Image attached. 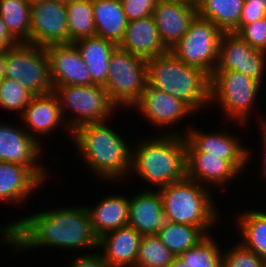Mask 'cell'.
<instances>
[{"instance_id": "15", "label": "cell", "mask_w": 266, "mask_h": 267, "mask_svg": "<svg viewBox=\"0 0 266 267\" xmlns=\"http://www.w3.org/2000/svg\"><path fill=\"white\" fill-rule=\"evenodd\" d=\"M185 135L186 153H206L230 161L241 173L250 158V152L229 133H203L190 128ZM243 168V169H242Z\"/></svg>"}, {"instance_id": "23", "label": "cell", "mask_w": 266, "mask_h": 267, "mask_svg": "<svg viewBox=\"0 0 266 267\" xmlns=\"http://www.w3.org/2000/svg\"><path fill=\"white\" fill-rule=\"evenodd\" d=\"M43 182L27 167L0 161V200L18 204L24 202ZM25 199V200H24Z\"/></svg>"}, {"instance_id": "46", "label": "cell", "mask_w": 266, "mask_h": 267, "mask_svg": "<svg viewBox=\"0 0 266 267\" xmlns=\"http://www.w3.org/2000/svg\"><path fill=\"white\" fill-rule=\"evenodd\" d=\"M190 1L197 3L199 0H190Z\"/></svg>"}, {"instance_id": "16", "label": "cell", "mask_w": 266, "mask_h": 267, "mask_svg": "<svg viewBox=\"0 0 266 267\" xmlns=\"http://www.w3.org/2000/svg\"><path fill=\"white\" fill-rule=\"evenodd\" d=\"M45 48L53 87L95 84L74 43L52 44Z\"/></svg>"}, {"instance_id": "31", "label": "cell", "mask_w": 266, "mask_h": 267, "mask_svg": "<svg viewBox=\"0 0 266 267\" xmlns=\"http://www.w3.org/2000/svg\"><path fill=\"white\" fill-rule=\"evenodd\" d=\"M66 6L68 43L96 36L92 0H75Z\"/></svg>"}, {"instance_id": "28", "label": "cell", "mask_w": 266, "mask_h": 267, "mask_svg": "<svg viewBox=\"0 0 266 267\" xmlns=\"http://www.w3.org/2000/svg\"><path fill=\"white\" fill-rule=\"evenodd\" d=\"M208 230L209 228L166 221L157 236L175 256H180L203 240L208 235Z\"/></svg>"}, {"instance_id": "11", "label": "cell", "mask_w": 266, "mask_h": 267, "mask_svg": "<svg viewBox=\"0 0 266 267\" xmlns=\"http://www.w3.org/2000/svg\"><path fill=\"white\" fill-rule=\"evenodd\" d=\"M68 43V18L64 4L40 0L31 4L30 44Z\"/></svg>"}, {"instance_id": "45", "label": "cell", "mask_w": 266, "mask_h": 267, "mask_svg": "<svg viewBox=\"0 0 266 267\" xmlns=\"http://www.w3.org/2000/svg\"><path fill=\"white\" fill-rule=\"evenodd\" d=\"M29 4H32V3H35V2H38L40 0H26Z\"/></svg>"}, {"instance_id": "12", "label": "cell", "mask_w": 266, "mask_h": 267, "mask_svg": "<svg viewBox=\"0 0 266 267\" xmlns=\"http://www.w3.org/2000/svg\"><path fill=\"white\" fill-rule=\"evenodd\" d=\"M265 65L266 52L254 49L236 33L222 34L215 70L239 71L262 83Z\"/></svg>"}, {"instance_id": "41", "label": "cell", "mask_w": 266, "mask_h": 267, "mask_svg": "<svg viewBox=\"0 0 266 267\" xmlns=\"http://www.w3.org/2000/svg\"><path fill=\"white\" fill-rule=\"evenodd\" d=\"M261 121V133H262V135H263V146H264V160H263V174H265V177H266V120H260Z\"/></svg>"}, {"instance_id": "4", "label": "cell", "mask_w": 266, "mask_h": 267, "mask_svg": "<svg viewBox=\"0 0 266 267\" xmlns=\"http://www.w3.org/2000/svg\"><path fill=\"white\" fill-rule=\"evenodd\" d=\"M211 77L171 51L147 60V85L187 103L194 111L210 103Z\"/></svg>"}, {"instance_id": "8", "label": "cell", "mask_w": 266, "mask_h": 267, "mask_svg": "<svg viewBox=\"0 0 266 267\" xmlns=\"http://www.w3.org/2000/svg\"><path fill=\"white\" fill-rule=\"evenodd\" d=\"M4 77L18 81L33 95L53 91L45 46L19 43L6 49Z\"/></svg>"}, {"instance_id": "27", "label": "cell", "mask_w": 266, "mask_h": 267, "mask_svg": "<svg viewBox=\"0 0 266 267\" xmlns=\"http://www.w3.org/2000/svg\"><path fill=\"white\" fill-rule=\"evenodd\" d=\"M244 0H199L197 14L212 21L223 33H237Z\"/></svg>"}, {"instance_id": "17", "label": "cell", "mask_w": 266, "mask_h": 267, "mask_svg": "<svg viewBox=\"0 0 266 267\" xmlns=\"http://www.w3.org/2000/svg\"><path fill=\"white\" fill-rule=\"evenodd\" d=\"M144 117L158 127L181 121L194 110L184 101L146 85L140 100L134 105Z\"/></svg>"}, {"instance_id": "10", "label": "cell", "mask_w": 266, "mask_h": 267, "mask_svg": "<svg viewBox=\"0 0 266 267\" xmlns=\"http://www.w3.org/2000/svg\"><path fill=\"white\" fill-rule=\"evenodd\" d=\"M222 34L212 21L197 15L186 34L170 51L185 64L200 68L211 77L218 64Z\"/></svg>"}, {"instance_id": "29", "label": "cell", "mask_w": 266, "mask_h": 267, "mask_svg": "<svg viewBox=\"0 0 266 267\" xmlns=\"http://www.w3.org/2000/svg\"><path fill=\"white\" fill-rule=\"evenodd\" d=\"M0 17L19 43L30 44L31 4L26 0H0Z\"/></svg>"}, {"instance_id": "38", "label": "cell", "mask_w": 266, "mask_h": 267, "mask_svg": "<svg viewBox=\"0 0 266 267\" xmlns=\"http://www.w3.org/2000/svg\"><path fill=\"white\" fill-rule=\"evenodd\" d=\"M266 17V0H244L239 30L246 24Z\"/></svg>"}, {"instance_id": "7", "label": "cell", "mask_w": 266, "mask_h": 267, "mask_svg": "<svg viewBox=\"0 0 266 267\" xmlns=\"http://www.w3.org/2000/svg\"><path fill=\"white\" fill-rule=\"evenodd\" d=\"M63 118L70 109L74 113L66 120L71 131L87 123L106 122L117 106L110 100L102 85H62L54 86Z\"/></svg>"}, {"instance_id": "39", "label": "cell", "mask_w": 266, "mask_h": 267, "mask_svg": "<svg viewBox=\"0 0 266 267\" xmlns=\"http://www.w3.org/2000/svg\"><path fill=\"white\" fill-rule=\"evenodd\" d=\"M70 267H111L109 263L99 253L84 254L74 259Z\"/></svg>"}, {"instance_id": "24", "label": "cell", "mask_w": 266, "mask_h": 267, "mask_svg": "<svg viewBox=\"0 0 266 267\" xmlns=\"http://www.w3.org/2000/svg\"><path fill=\"white\" fill-rule=\"evenodd\" d=\"M95 235L103 234L128 225L129 198L110 195L103 198L95 207H86Z\"/></svg>"}, {"instance_id": "42", "label": "cell", "mask_w": 266, "mask_h": 267, "mask_svg": "<svg viewBox=\"0 0 266 267\" xmlns=\"http://www.w3.org/2000/svg\"><path fill=\"white\" fill-rule=\"evenodd\" d=\"M168 267H188V264L180 256H176Z\"/></svg>"}, {"instance_id": "18", "label": "cell", "mask_w": 266, "mask_h": 267, "mask_svg": "<svg viewBox=\"0 0 266 267\" xmlns=\"http://www.w3.org/2000/svg\"><path fill=\"white\" fill-rule=\"evenodd\" d=\"M21 116V120L26 123L27 129L29 128L27 131L28 134L38 142L39 138H37L34 133L47 135V133L55 130L59 125L66 127L65 129L66 131L68 130V135H72V131L69 129L68 125L65 123L66 120L62 116L57 95L53 91L50 93L33 95Z\"/></svg>"}, {"instance_id": "20", "label": "cell", "mask_w": 266, "mask_h": 267, "mask_svg": "<svg viewBox=\"0 0 266 267\" xmlns=\"http://www.w3.org/2000/svg\"><path fill=\"white\" fill-rule=\"evenodd\" d=\"M118 46L146 60L169 51L161 41L153 16L128 21Z\"/></svg>"}, {"instance_id": "2", "label": "cell", "mask_w": 266, "mask_h": 267, "mask_svg": "<svg viewBox=\"0 0 266 267\" xmlns=\"http://www.w3.org/2000/svg\"><path fill=\"white\" fill-rule=\"evenodd\" d=\"M106 122L87 123L72 131L74 145L92 171L105 180L131 173L132 151Z\"/></svg>"}, {"instance_id": "6", "label": "cell", "mask_w": 266, "mask_h": 267, "mask_svg": "<svg viewBox=\"0 0 266 267\" xmlns=\"http://www.w3.org/2000/svg\"><path fill=\"white\" fill-rule=\"evenodd\" d=\"M108 78L103 86L118 106L134 105L147 85V60L117 46L109 60Z\"/></svg>"}, {"instance_id": "13", "label": "cell", "mask_w": 266, "mask_h": 267, "mask_svg": "<svg viewBox=\"0 0 266 267\" xmlns=\"http://www.w3.org/2000/svg\"><path fill=\"white\" fill-rule=\"evenodd\" d=\"M196 3L190 0H159L153 17L163 45L170 51L186 34L197 16Z\"/></svg>"}, {"instance_id": "32", "label": "cell", "mask_w": 266, "mask_h": 267, "mask_svg": "<svg viewBox=\"0 0 266 267\" xmlns=\"http://www.w3.org/2000/svg\"><path fill=\"white\" fill-rule=\"evenodd\" d=\"M175 257L157 235H144L135 267H168Z\"/></svg>"}, {"instance_id": "9", "label": "cell", "mask_w": 266, "mask_h": 267, "mask_svg": "<svg viewBox=\"0 0 266 267\" xmlns=\"http://www.w3.org/2000/svg\"><path fill=\"white\" fill-rule=\"evenodd\" d=\"M210 82L211 103L219 101L228 118L245 125L261 83L233 70H215Z\"/></svg>"}, {"instance_id": "30", "label": "cell", "mask_w": 266, "mask_h": 267, "mask_svg": "<svg viewBox=\"0 0 266 267\" xmlns=\"http://www.w3.org/2000/svg\"><path fill=\"white\" fill-rule=\"evenodd\" d=\"M238 228L242 245L266 260V212L247 211L241 214Z\"/></svg>"}, {"instance_id": "21", "label": "cell", "mask_w": 266, "mask_h": 267, "mask_svg": "<svg viewBox=\"0 0 266 267\" xmlns=\"http://www.w3.org/2000/svg\"><path fill=\"white\" fill-rule=\"evenodd\" d=\"M166 222L159 190H145L129 199L128 225L142 236L157 235Z\"/></svg>"}, {"instance_id": "14", "label": "cell", "mask_w": 266, "mask_h": 267, "mask_svg": "<svg viewBox=\"0 0 266 267\" xmlns=\"http://www.w3.org/2000/svg\"><path fill=\"white\" fill-rule=\"evenodd\" d=\"M40 147V143L28 134L27 129L0 125V161L25 166L43 182L47 173L37 162Z\"/></svg>"}, {"instance_id": "22", "label": "cell", "mask_w": 266, "mask_h": 267, "mask_svg": "<svg viewBox=\"0 0 266 267\" xmlns=\"http://www.w3.org/2000/svg\"><path fill=\"white\" fill-rule=\"evenodd\" d=\"M240 171L228 160L206 153H186V177L202 186H222ZM202 182V183H201ZM206 184H204V183Z\"/></svg>"}, {"instance_id": "1", "label": "cell", "mask_w": 266, "mask_h": 267, "mask_svg": "<svg viewBox=\"0 0 266 267\" xmlns=\"http://www.w3.org/2000/svg\"><path fill=\"white\" fill-rule=\"evenodd\" d=\"M2 242L22 251L49 246L64 249L98 248L86 206L35 213L2 228ZM15 247V248H14Z\"/></svg>"}, {"instance_id": "33", "label": "cell", "mask_w": 266, "mask_h": 267, "mask_svg": "<svg viewBox=\"0 0 266 267\" xmlns=\"http://www.w3.org/2000/svg\"><path fill=\"white\" fill-rule=\"evenodd\" d=\"M222 251L209 234L180 257L188 267H222Z\"/></svg>"}, {"instance_id": "5", "label": "cell", "mask_w": 266, "mask_h": 267, "mask_svg": "<svg viewBox=\"0 0 266 267\" xmlns=\"http://www.w3.org/2000/svg\"><path fill=\"white\" fill-rule=\"evenodd\" d=\"M185 177L159 189L166 221L211 228L218 212L208 188Z\"/></svg>"}, {"instance_id": "35", "label": "cell", "mask_w": 266, "mask_h": 267, "mask_svg": "<svg viewBox=\"0 0 266 267\" xmlns=\"http://www.w3.org/2000/svg\"><path fill=\"white\" fill-rule=\"evenodd\" d=\"M222 267H266V260L238 243L222 254Z\"/></svg>"}, {"instance_id": "19", "label": "cell", "mask_w": 266, "mask_h": 267, "mask_svg": "<svg viewBox=\"0 0 266 267\" xmlns=\"http://www.w3.org/2000/svg\"><path fill=\"white\" fill-rule=\"evenodd\" d=\"M142 235L127 225L103 234L98 239L101 255L111 267H135Z\"/></svg>"}, {"instance_id": "36", "label": "cell", "mask_w": 266, "mask_h": 267, "mask_svg": "<svg viewBox=\"0 0 266 267\" xmlns=\"http://www.w3.org/2000/svg\"><path fill=\"white\" fill-rule=\"evenodd\" d=\"M236 34L254 49L266 52V17L244 25Z\"/></svg>"}, {"instance_id": "3", "label": "cell", "mask_w": 266, "mask_h": 267, "mask_svg": "<svg viewBox=\"0 0 266 267\" xmlns=\"http://www.w3.org/2000/svg\"><path fill=\"white\" fill-rule=\"evenodd\" d=\"M156 138L132 150L130 171L159 190L186 177V138L179 132Z\"/></svg>"}, {"instance_id": "37", "label": "cell", "mask_w": 266, "mask_h": 267, "mask_svg": "<svg viewBox=\"0 0 266 267\" xmlns=\"http://www.w3.org/2000/svg\"><path fill=\"white\" fill-rule=\"evenodd\" d=\"M159 0H124L122 6L128 21L139 20L153 15Z\"/></svg>"}, {"instance_id": "44", "label": "cell", "mask_w": 266, "mask_h": 267, "mask_svg": "<svg viewBox=\"0 0 266 267\" xmlns=\"http://www.w3.org/2000/svg\"><path fill=\"white\" fill-rule=\"evenodd\" d=\"M55 1H57V2H59L61 4H64V5H67V4H69V3H71V2H73L75 0H55Z\"/></svg>"}, {"instance_id": "26", "label": "cell", "mask_w": 266, "mask_h": 267, "mask_svg": "<svg viewBox=\"0 0 266 267\" xmlns=\"http://www.w3.org/2000/svg\"><path fill=\"white\" fill-rule=\"evenodd\" d=\"M96 36L119 45L128 25L122 3L116 0H92Z\"/></svg>"}, {"instance_id": "43", "label": "cell", "mask_w": 266, "mask_h": 267, "mask_svg": "<svg viewBox=\"0 0 266 267\" xmlns=\"http://www.w3.org/2000/svg\"><path fill=\"white\" fill-rule=\"evenodd\" d=\"M5 68V50H0V81L4 77Z\"/></svg>"}, {"instance_id": "40", "label": "cell", "mask_w": 266, "mask_h": 267, "mask_svg": "<svg viewBox=\"0 0 266 267\" xmlns=\"http://www.w3.org/2000/svg\"><path fill=\"white\" fill-rule=\"evenodd\" d=\"M19 42L10 34L7 26L0 17V50L9 49Z\"/></svg>"}, {"instance_id": "34", "label": "cell", "mask_w": 266, "mask_h": 267, "mask_svg": "<svg viewBox=\"0 0 266 267\" xmlns=\"http://www.w3.org/2000/svg\"><path fill=\"white\" fill-rule=\"evenodd\" d=\"M32 97L33 94L18 81L6 77L0 81V107L12 111L19 110L21 115Z\"/></svg>"}, {"instance_id": "25", "label": "cell", "mask_w": 266, "mask_h": 267, "mask_svg": "<svg viewBox=\"0 0 266 267\" xmlns=\"http://www.w3.org/2000/svg\"><path fill=\"white\" fill-rule=\"evenodd\" d=\"M85 62L91 79L96 85L104 86L108 78V66L114 49V42L99 36L84 37L74 42Z\"/></svg>"}]
</instances>
